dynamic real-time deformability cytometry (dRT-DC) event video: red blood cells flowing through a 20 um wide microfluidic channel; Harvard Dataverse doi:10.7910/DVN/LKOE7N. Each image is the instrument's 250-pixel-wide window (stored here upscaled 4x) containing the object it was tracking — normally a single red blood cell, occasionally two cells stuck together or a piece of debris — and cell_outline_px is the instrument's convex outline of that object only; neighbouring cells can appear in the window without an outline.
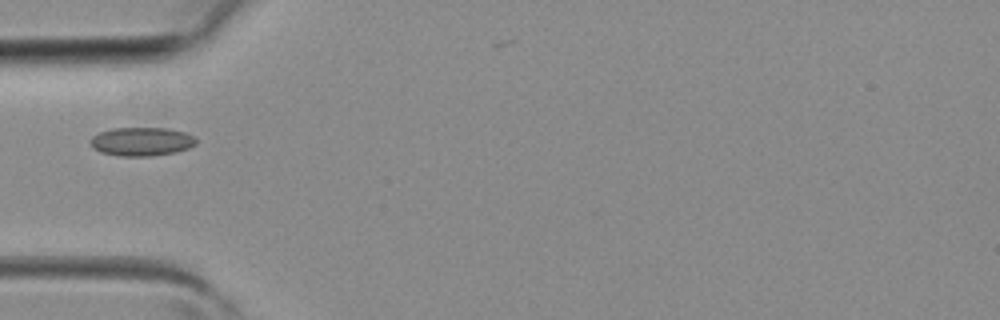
{"species": "common noctule bat (a hibernating species)", "species_latin": "Nyctalus noctula", "temperature_condition": "room temperature", "stored_images_in_passage": 4, "camera_frame_rate_fps": 3000, "um_per_image_px": 0.085, "animal": {"sex": "female", "body_mass_g": 19.3, "forearm_length_mm": 54.1}, "frame": {"image": 1, "passage_image": 4, "time_ms": 1.0, "image_size_px": [1000, 320], "cell_outline_px": [[196, 144], [188, 148], [176, 152], [152, 156], [120, 156], [100, 152], [92, 148], [88, 140], [92, 136], [100, 132], [112, 128], [168, 128], [184, 132], [192, 136], [196, 140]], "centroid_in_image_um": [11.99, 12.03], "position_along_channel_um": 73.0, "area_um2": 17.74}}